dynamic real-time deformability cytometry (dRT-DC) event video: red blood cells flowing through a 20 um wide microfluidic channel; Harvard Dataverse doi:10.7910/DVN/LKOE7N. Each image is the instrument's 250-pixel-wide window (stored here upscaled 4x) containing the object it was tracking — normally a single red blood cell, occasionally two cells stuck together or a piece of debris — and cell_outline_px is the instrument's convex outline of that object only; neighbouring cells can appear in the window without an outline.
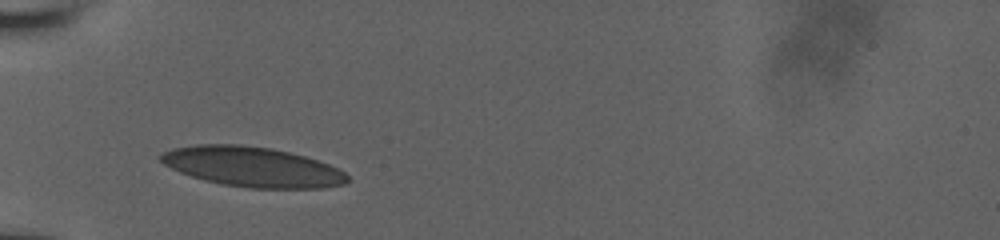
{"species": "human", "species_latin": "Homo sapiens", "temperature_condition": "room temperature", "stored_images_in_passage": 31, "camera_frame_rate_fps": 3000, "um_per_image_px": 0.085, "donor": {"sex": "male"}, "frame": {"image": 1, "passage_image": 1, "time_ms": 0.0, "image_size_px": [1000, 240], "cell_outline_px": [[352, 180], [344, 184], [320, 188], [248, 188], [224, 184], [192, 176], [180, 172], [164, 164], [160, 160], [160, 156], [164, 152], [172, 148], [196, 144], [240, 144], [272, 148], [304, 156], [328, 164], [344, 172]], "centroid_in_image_um": [21.46, 14.17], "position_along_channel_um": 63.5, "area_um2": 43.18}}
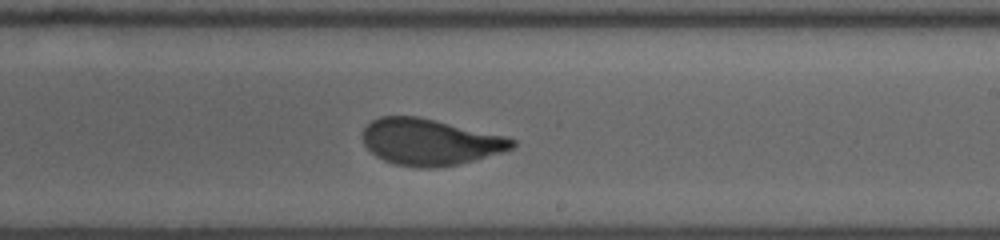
{"frame": {"image": 2, "passage_image": 18, "time_ms": 5.0, "image_size_px": [1000, 240], "cell_outline_px": [[516, 144], [512, 148], [504, 152], [456, 164], [428, 168], [420, 168], [392, 164], [376, 156], [364, 144], [364, 128], [372, 120], [380, 116], [416, 116], [508, 136], [516, 140]], "centroid_in_image_um": [36.56, 12.06], "position_along_channel_um": 252.4, "area_um2": 40.17}}
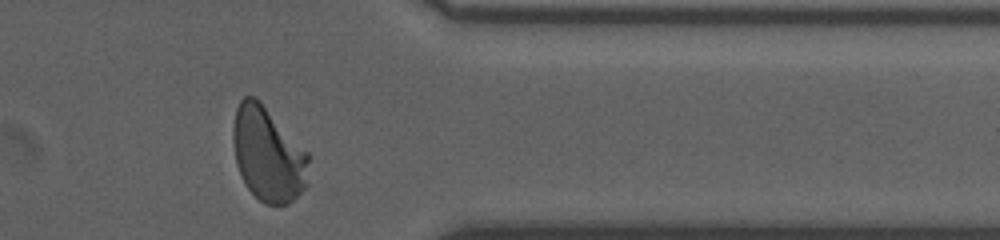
{"frame": {"image": 3, "passage_image": 30, "time_ms": 8.667, "image_size_px": [1000, 240], "cell_outline_px": [[312, 156], [308, 184], [288, 204], [264, 204], [248, 188], [236, 164], [232, 140], [232, 128], [236, 108], [240, 100], [244, 96], [252, 96]], "centroid_in_image_um": [22.8, 13.16], "position_along_channel_um": 388.6, "area_um2": 41.21}}